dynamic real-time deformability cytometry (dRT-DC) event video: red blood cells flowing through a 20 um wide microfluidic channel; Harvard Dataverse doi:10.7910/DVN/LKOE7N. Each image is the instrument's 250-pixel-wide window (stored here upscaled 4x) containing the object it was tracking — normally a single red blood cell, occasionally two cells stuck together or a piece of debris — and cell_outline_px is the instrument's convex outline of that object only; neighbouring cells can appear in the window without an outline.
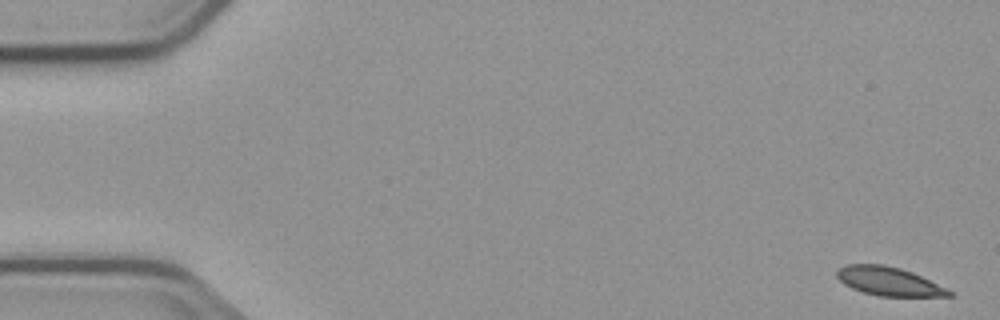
{"species": "common noctule bat (a hibernating species)", "species_latin": "Nyctalus noctula", "temperature_condition": "cold", "stored_images_in_passage": 4, "camera_frame_rate_fps": 3000, "um_per_image_px": 0.085, "animal": {"sex": "male", "body_mass_g": 23.1, "forearm_length_mm": 52.7}, "frame": {"image": 1, "passage_image": 1, "time_ms": 0.0, "image_size_px": [1000, 320], "cell_outline_px": [[952, 296], [880, 296], [864, 292], [852, 288], [844, 284], [836, 276], [836, 272], [844, 264], [884, 264], [900, 268], [912, 272], [952, 292]], "centroid_in_image_um": [75.49, 23.9], "position_along_channel_um": 9.5, "area_um2": 18.38}}
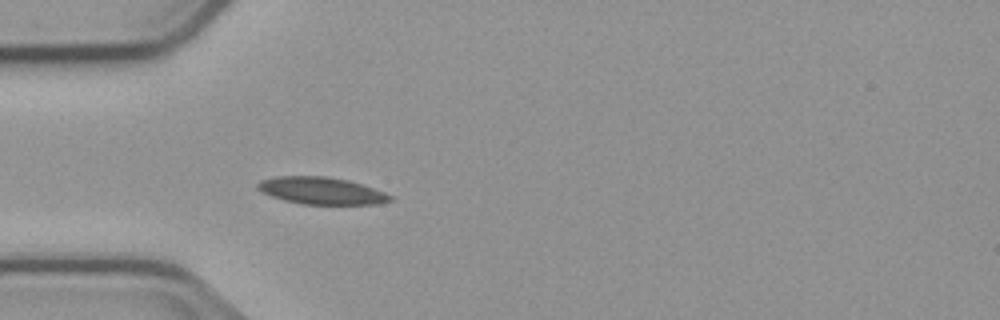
{"frame": {"image": 2, "passage_image": 4, "time_ms": 5.0, "image_size_px": [1000, 320], "cell_outline_px": [[392, 200], [380, 204], [300, 204], [284, 200], [260, 192], [256, 188], [256, 184], [260, 180], [276, 176], [324, 176], [348, 180], [384, 192], [392, 196]], "centroid_in_image_um": [27.27, 16.21], "position_along_channel_um": 57.7, "area_um2": 20.92}}